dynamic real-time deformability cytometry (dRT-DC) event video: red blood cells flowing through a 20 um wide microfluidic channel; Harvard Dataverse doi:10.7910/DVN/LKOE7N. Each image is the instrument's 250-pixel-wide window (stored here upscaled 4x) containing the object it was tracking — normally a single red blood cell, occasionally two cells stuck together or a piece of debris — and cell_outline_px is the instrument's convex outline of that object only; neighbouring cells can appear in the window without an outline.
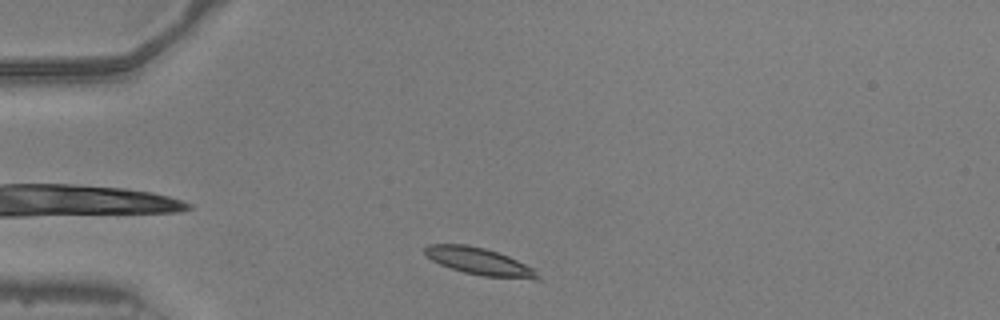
{"species": "common noctule bat (a hibernating species)", "species_latin": "Nyctalus noctula", "temperature_condition": "warm", "stored_images_in_passage": 42, "camera_frame_rate_fps": 3000, "um_per_image_px": 0.085, "animal": {"sex": "male", "body_mass_g": 20.5, "forearm_length_mm": 52.5}, "frame": {"image": 1, "passage_image": 3, "time_ms": 0.667, "image_size_px": [1000, 320], "cell_outline_px": [[540, 280], [536, 280], [484, 276], [464, 272], [440, 264], [432, 260], [424, 252], [424, 248], [428, 244], [464, 244], [484, 248], [508, 256], [532, 268], [540, 276]], "centroid_in_image_um": [40.75, 22.22], "position_along_channel_um": 44.3, "area_um2": 17.57}}
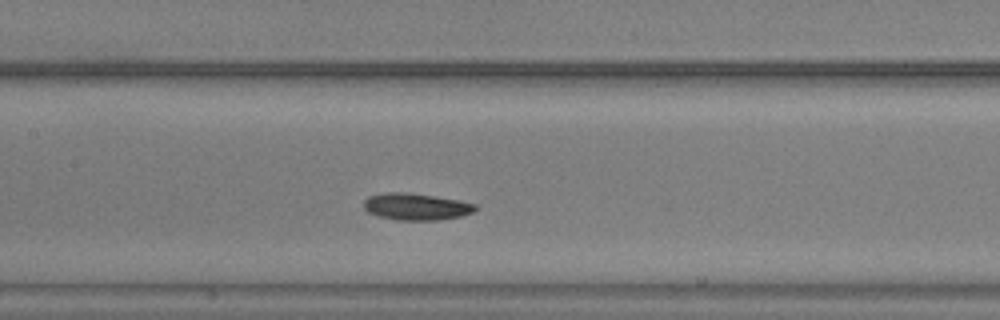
{"frame": {"image": 2, "passage_image": 15, "time_ms": 4.667, "image_size_px": [1000, 320], "cell_outline_px": [[476, 208], [472, 212], [460, 216], [440, 220], [396, 220], [376, 216], [368, 212], [364, 208], [364, 200], [368, 196], [384, 192], [408, 192], [436, 196], [460, 200], [476, 204]], "centroid_in_image_um": [35.34, 17.56], "position_along_channel_um": 172.1, "area_um2": 17.63}}
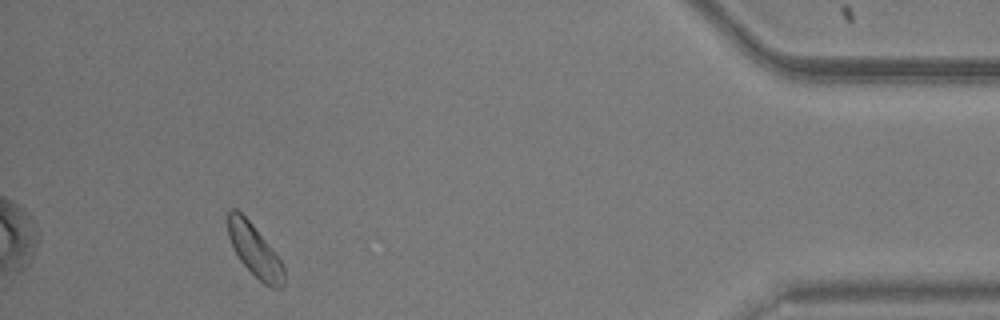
{"frame": {"image": 3, "passage_image": 38, "time_ms": 12.333, "image_size_px": [1000, 320], "cell_outline_px": [[284, 284], [280, 288], [272, 288], [264, 284], [240, 260], [232, 248], [228, 236], [224, 216], [224, 212], [228, 208], [236, 208], [252, 224], [280, 260], [284, 268]], "centroid_in_image_um": [21.55, 21.21], "position_along_channel_um": 413.6, "area_um2": 17.17}, "authors_computed_cell_mechanics": {"area_um2": 17.2822, "velocity_mm_per_s": 3.8869, "shape_relaxation_time_tau1_ms": 3.6515, "shape_relaxation_time_tau2_ms": null, "deformation_change_tau1": 0.1736, "deformation_change_tau2": null}}